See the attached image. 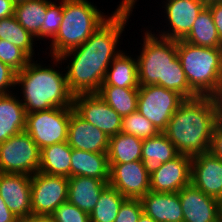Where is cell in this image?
Wrapping results in <instances>:
<instances>
[{"instance_id":"obj_2","label":"cell","mask_w":222,"mask_h":222,"mask_svg":"<svg viewBox=\"0 0 222 222\" xmlns=\"http://www.w3.org/2000/svg\"><path fill=\"white\" fill-rule=\"evenodd\" d=\"M220 120L219 98L197 96L180 104L163 133L180 154L193 157L208 152L213 129Z\"/></svg>"},{"instance_id":"obj_5","label":"cell","mask_w":222,"mask_h":222,"mask_svg":"<svg viewBox=\"0 0 222 222\" xmlns=\"http://www.w3.org/2000/svg\"><path fill=\"white\" fill-rule=\"evenodd\" d=\"M89 1L63 0V20L56 36L49 41V53L45 51L48 56L58 57L79 47L111 16Z\"/></svg>"},{"instance_id":"obj_18","label":"cell","mask_w":222,"mask_h":222,"mask_svg":"<svg viewBox=\"0 0 222 222\" xmlns=\"http://www.w3.org/2000/svg\"><path fill=\"white\" fill-rule=\"evenodd\" d=\"M67 143L74 149L95 153H107L109 137L83 119L73 108L68 126Z\"/></svg>"},{"instance_id":"obj_7","label":"cell","mask_w":222,"mask_h":222,"mask_svg":"<svg viewBox=\"0 0 222 222\" xmlns=\"http://www.w3.org/2000/svg\"><path fill=\"white\" fill-rule=\"evenodd\" d=\"M73 107H58L26 114L25 131L39 149L66 142Z\"/></svg>"},{"instance_id":"obj_19","label":"cell","mask_w":222,"mask_h":222,"mask_svg":"<svg viewBox=\"0 0 222 222\" xmlns=\"http://www.w3.org/2000/svg\"><path fill=\"white\" fill-rule=\"evenodd\" d=\"M140 200L143 212L156 222H183L178 192L162 193L150 190Z\"/></svg>"},{"instance_id":"obj_15","label":"cell","mask_w":222,"mask_h":222,"mask_svg":"<svg viewBox=\"0 0 222 222\" xmlns=\"http://www.w3.org/2000/svg\"><path fill=\"white\" fill-rule=\"evenodd\" d=\"M0 197L18 219L32 216L31 175L0 173Z\"/></svg>"},{"instance_id":"obj_48","label":"cell","mask_w":222,"mask_h":222,"mask_svg":"<svg viewBox=\"0 0 222 222\" xmlns=\"http://www.w3.org/2000/svg\"><path fill=\"white\" fill-rule=\"evenodd\" d=\"M17 222H26L24 219H19Z\"/></svg>"},{"instance_id":"obj_45","label":"cell","mask_w":222,"mask_h":222,"mask_svg":"<svg viewBox=\"0 0 222 222\" xmlns=\"http://www.w3.org/2000/svg\"><path fill=\"white\" fill-rule=\"evenodd\" d=\"M11 1L13 2L14 5H17L26 2L27 0H11Z\"/></svg>"},{"instance_id":"obj_23","label":"cell","mask_w":222,"mask_h":222,"mask_svg":"<svg viewBox=\"0 0 222 222\" xmlns=\"http://www.w3.org/2000/svg\"><path fill=\"white\" fill-rule=\"evenodd\" d=\"M179 154L163 132L143 140L141 160L149 174L157 171L162 163L174 159Z\"/></svg>"},{"instance_id":"obj_20","label":"cell","mask_w":222,"mask_h":222,"mask_svg":"<svg viewBox=\"0 0 222 222\" xmlns=\"http://www.w3.org/2000/svg\"><path fill=\"white\" fill-rule=\"evenodd\" d=\"M109 183L100 179L74 176L68 178L67 201L88 214L95 208L101 192Z\"/></svg>"},{"instance_id":"obj_40","label":"cell","mask_w":222,"mask_h":222,"mask_svg":"<svg viewBox=\"0 0 222 222\" xmlns=\"http://www.w3.org/2000/svg\"><path fill=\"white\" fill-rule=\"evenodd\" d=\"M19 219L9 210L0 197V222H17Z\"/></svg>"},{"instance_id":"obj_25","label":"cell","mask_w":222,"mask_h":222,"mask_svg":"<svg viewBox=\"0 0 222 222\" xmlns=\"http://www.w3.org/2000/svg\"><path fill=\"white\" fill-rule=\"evenodd\" d=\"M72 148L66 142L56 143L41 149L39 172L71 177Z\"/></svg>"},{"instance_id":"obj_32","label":"cell","mask_w":222,"mask_h":222,"mask_svg":"<svg viewBox=\"0 0 222 222\" xmlns=\"http://www.w3.org/2000/svg\"><path fill=\"white\" fill-rule=\"evenodd\" d=\"M121 133L144 140L157 135L159 131L145 116L135 111L122 118Z\"/></svg>"},{"instance_id":"obj_17","label":"cell","mask_w":222,"mask_h":222,"mask_svg":"<svg viewBox=\"0 0 222 222\" xmlns=\"http://www.w3.org/2000/svg\"><path fill=\"white\" fill-rule=\"evenodd\" d=\"M183 222H216L222 211L221 201L189 184L179 192Z\"/></svg>"},{"instance_id":"obj_22","label":"cell","mask_w":222,"mask_h":222,"mask_svg":"<svg viewBox=\"0 0 222 222\" xmlns=\"http://www.w3.org/2000/svg\"><path fill=\"white\" fill-rule=\"evenodd\" d=\"M83 176L109 183L110 167L107 153L87 152L72 148L71 177Z\"/></svg>"},{"instance_id":"obj_12","label":"cell","mask_w":222,"mask_h":222,"mask_svg":"<svg viewBox=\"0 0 222 222\" xmlns=\"http://www.w3.org/2000/svg\"><path fill=\"white\" fill-rule=\"evenodd\" d=\"M74 110L108 137L121 132L122 117L97 94L74 96Z\"/></svg>"},{"instance_id":"obj_38","label":"cell","mask_w":222,"mask_h":222,"mask_svg":"<svg viewBox=\"0 0 222 222\" xmlns=\"http://www.w3.org/2000/svg\"><path fill=\"white\" fill-rule=\"evenodd\" d=\"M208 151L222 160V120L213 129Z\"/></svg>"},{"instance_id":"obj_30","label":"cell","mask_w":222,"mask_h":222,"mask_svg":"<svg viewBox=\"0 0 222 222\" xmlns=\"http://www.w3.org/2000/svg\"><path fill=\"white\" fill-rule=\"evenodd\" d=\"M0 39L10 42L24 50L32 59H36L34 46L37 40L20 25L14 15L0 19Z\"/></svg>"},{"instance_id":"obj_39","label":"cell","mask_w":222,"mask_h":222,"mask_svg":"<svg viewBox=\"0 0 222 222\" xmlns=\"http://www.w3.org/2000/svg\"><path fill=\"white\" fill-rule=\"evenodd\" d=\"M206 7L212 14L213 22L216 26L218 36L222 43V1L209 4Z\"/></svg>"},{"instance_id":"obj_29","label":"cell","mask_w":222,"mask_h":222,"mask_svg":"<svg viewBox=\"0 0 222 222\" xmlns=\"http://www.w3.org/2000/svg\"><path fill=\"white\" fill-rule=\"evenodd\" d=\"M14 17L35 37L46 19V0H27L15 5Z\"/></svg>"},{"instance_id":"obj_41","label":"cell","mask_w":222,"mask_h":222,"mask_svg":"<svg viewBox=\"0 0 222 222\" xmlns=\"http://www.w3.org/2000/svg\"><path fill=\"white\" fill-rule=\"evenodd\" d=\"M15 5L11 0H0V19L14 15Z\"/></svg>"},{"instance_id":"obj_31","label":"cell","mask_w":222,"mask_h":222,"mask_svg":"<svg viewBox=\"0 0 222 222\" xmlns=\"http://www.w3.org/2000/svg\"><path fill=\"white\" fill-rule=\"evenodd\" d=\"M126 198L108 185L100 194L95 208L89 214L90 222H114Z\"/></svg>"},{"instance_id":"obj_21","label":"cell","mask_w":222,"mask_h":222,"mask_svg":"<svg viewBox=\"0 0 222 222\" xmlns=\"http://www.w3.org/2000/svg\"><path fill=\"white\" fill-rule=\"evenodd\" d=\"M15 93L0 95V143L25 130V108Z\"/></svg>"},{"instance_id":"obj_6","label":"cell","mask_w":222,"mask_h":222,"mask_svg":"<svg viewBox=\"0 0 222 222\" xmlns=\"http://www.w3.org/2000/svg\"><path fill=\"white\" fill-rule=\"evenodd\" d=\"M177 56L190 88L198 96H222V48L177 40Z\"/></svg>"},{"instance_id":"obj_43","label":"cell","mask_w":222,"mask_h":222,"mask_svg":"<svg viewBox=\"0 0 222 222\" xmlns=\"http://www.w3.org/2000/svg\"><path fill=\"white\" fill-rule=\"evenodd\" d=\"M138 222H156L150 216L146 215L144 212L141 214Z\"/></svg>"},{"instance_id":"obj_37","label":"cell","mask_w":222,"mask_h":222,"mask_svg":"<svg viewBox=\"0 0 222 222\" xmlns=\"http://www.w3.org/2000/svg\"><path fill=\"white\" fill-rule=\"evenodd\" d=\"M16 71L9 65L0 61V95L8 94L15 90ZM13 89V90H11Z\"/></svg>"},{"instance_id":"obj_14","label":"cell","mask_w":222,"mask_h":222,"mask_svg":"<svg viewBox=\"0 0 222 222\" xmlns=\"http://www.w3.org/2000/svg\"><path fill=\"white\" fill-rule=\"evenodd\" d=\"M192 157L179 154L174 159L162 163L150 174V190L162 193H176L191 184Z\"/></svg>"},{"instance_id":"obj_9","label":"cell","mask_w":222,"mask_h":222,"mask_svg":"<svg viewBox=\"0 0 222 222\" xmlns=\"http://www.w3.org/2000/svg\"><path fill=\"white\" fill-rule=\"evenodd\" d=\"M184 100L179 93L158 85L139 86L137 111L163 132Z\"/></svg>"},{"instance_id":"obj_4","label":"cell","mask_w":222,"mask_h":222,"mask_svg":"<svg viewBox=\"0 0 222 222\" xmlns=\"http://www.w3.org/2000/svg\"><path fill=\"white\" fill-rule=\"evenodd\" d=\"M145 29L142 48L139 55L135 54L139 85H158L179 93L185 99L197 97L177 56V40L159 37Z\"/></svg>"},{"instance_id":"obj_27","label":"cell","mask_w":222,"mask_h":222,"mask_svg":"<svg viewBox=\"0 0 222 222\" xmlns=\"http://www.w3.org/2000/svg\"><path fill=\"white\" fill-rule=\"evenodd\" d=\"M183 40L196 46L222 48L212 14L207 7L200 12Z\"/></svg>"},{"instance_id":"obj_46","label":"cell","mask_w":222,"mask_h":222,"mask_svg":"<svg viewBox=\"0 0 222 222\" xmlns=\"http://www.w3.org/2000/svg\"><path fill=\"white\" fill-rule=\"evenodd\" d=\"M216 222H222V211H221V213L219 214Z\"/></svg>"},{"instance_id":"obj_3","label":"cell","mask_w":222,"mask_h":222,"mask_svg":"<svg viewBox=\"0 0 222 222\" xmlns=\"http://www.w3.org/2000/svg\"><path fill=\"white\" fill-rule=\"evenodd\" d=\"M50 63L52 65L45 66L43 61H35L33 58L22 71L16 72L15 86L21 89H15L21 91L17 96L22 97L20 101L26 114L51 108L73 107L74 95L68 87L65 69L60 67L61 60L51 56ZM59 68H62L61 71Z\"/></svg>"},{"instance_id":"obj_16","label":"cell","mask_w":222,"mask_h":222,"mask_svg":"<svg viewBox=\"0 0 222 222\" xmlns=\"http://www.w3.org/2000/svg\"><path fill=\"white\" fill-rule=\"evenodd\" d=\"M191 184L222 202V160L209 151L193 156Z\"/></svg>"},{"instance_id":"obj_13","label":"cell","mask_w":222,"mask_h":222,"mask_svg":"<svg viewBox=\"0 0 222 222\" xmlns=\"http://www.w3.org/2000/svg\"><path fill=\"white\" fill-rule=\"evenodd\" d=\"M109 185L129 199H141L150 191V174L143 161L109 164Z\"/></svg>"},{"instance_id":"obj_35","label":"cell","mask_w":222,"mask_h":222,"mask_svg":"<svg viewBox=\"0 0 222 222\" xmlns=\"http://www.w3.org/2000/svg\"><path fill=\"white\" fill-rule=\"evenodd\" d=\"M54 222H90V216L68 201L62 203L50 215Z\"/></svg>"},{"instance_id":"obj_26","label":"cell","mask_w":222,"mask_h":222,"mask_svg":"<svg viewBox=\"0 0 222 222\" xmlns=\"http://www.w3.org/2000/svg\"><path fill=\"white\" fill-rule=\"evenodd\" d=\"M143 140L131 134L118 133L109 137V164H123L139 161L142 158Z\"/></svg>"},{"instance_id":"obj_8","label":"cell","mask_w":222,"mask_h":222,"mask_svg":"<svg viewBox=\"0 0 222 222\" xmlns=\"http://www.w3.org/2000/svg\"><path fill=\"white\" fill-rule=\"evenodd\" d=\"M41 150L24 130L0 143V173L34 175L39 171Z\"/></svg>"},{"instance_id":"obj_24","label":"cell","mask_w":222,"mask_h":222,"mask_svg":"<svg viewBox=\"0 0 222 222\" xmlns=\"http://www.w3.org/2000/svg\"><path fill=\"white\" fill-rule=\"evenodd\" d=\"M127 54L122 51L113 59L101 85L139 88L137 59Z\"/></svg>"},{"instance_id":"obj_1","label":"cell","mask_w":222,"mask_h":222,"mask_svg":"<svg viewBox=\"0 0 222 222\" xmlns=\"http://www.w3.org/2000/svg\"><path fill=\"white\" fill-rule=\"evenodd\" d=\"M137 1L121 0L111 16L85 43L58 56L63 65L69 61L64 69L68 87L74 96L97 94L99 91L108 67L123 51L118 47L121 43L119 39L129 24Z\"/></svg>"},{"instance_id":"obj_28","label":"cell","mask_w":222,"mask_h":222,"mask_svg":"<svg viewBox=\"0 0 222 222\" xmlns=\"http://www.w3.org/2000/svg\"><path fill=\"white\" fill-rule=\"evenodd\" d=\"M139 88L101 85L97 95L122 118L137 111Z\"/></svg>"},{"instance_id":"obj_11","label":"cell","mask_w":222,"mask_h":222,"mask_svg":"<svg viewBox=\"0 0 222 222\" xmlns=\"http://www.w3.org/2000/svg\"><path fill=\"white\" fill-rule=\"evenodd\" d=\"M166 1V2H165ZM163 13L166 18V29L156 30V34L159 37L171 40L183 39L191 30L193 23L200 14V12L206 7V5L199 0H164ZM167 27H169L167 29ZM166 31H165V30Z\"/></svg>"},{"instance_id":"obj_10","label":"cell","mask_w":222,"mask_h":222,"mask_svg":"<svg viewBox=\"0 0 222 222\" xmlns=\"http://www.w3.org/2000/svg\"><path fill=\"white\" fill-rule=\"evenodd\" d=\"M68 199V177L36 172L31 176L33 215L50 216Z\"/></svg>"},{"instance_id":"obj_42","label":"cell","mask_w":222,"mask_h":222,"mask_svg":"<svg viewBox=\"0 0 222 222\" xmlns=\"http://www.w3.org/2000/svg\"><path fill=\"white\" fill-rule=\"evenodd\" d=\"M24 220L26 222H54L51 216H43V215H32Z\"/></svg>"},{"instance_id":"obj_33","label":"cell","mask_w":222,"mask_h":222,"mask_svg":"<svg viewBox=\"0 0 222 222\" xmlns=\"http://www.w3.org/2000/svg\"><path fill=\"white\" fill-rule=\"evenodd\" d=\"M63 0L58 4L51 0H46V19L41 26L40 32L35 36L37 41L44 39H50V41L56 36L61 22L63 20Z\"/></svg>"},{"instance_id":"obj_36","label":"cell","mask_w":222,"mask_h":222,"mask_svg":"<svg viewBox=\"0 0 222 222\" xmlns=\"http://www.w3.org/2000/svg\"><path fill=\"white\" fill-rule=\"evenodd\" d=\"M143 207L140 199L126 198L121 204L114 222H138Z\"/></svg>"},{"instance_id":"obj_44","label":"cell","mask_w":222,"mask_h":222,"mask_svg":"<svg viewBox=\"0 0 222 222\" xmlns=\"http://www.w3.org/2000/svg\"><path fill=\"white\" fill-rule=\"evenodd\" d=\"M200 2L204 3L206 6L212 3H216L222 0H199Z\"/></svg>"},{"instance_id":"obj_34","label":"cell","mask_w":222,"mask_h":222,"mask_svg":"<svg viewBox=\"0 0 222 222\" xmlns=\"http://www.w3.org/2000/svg\"><path fill=\"white\" fill-rule=\"evenodd\" d=\"M32 58L19 47L0 39V61L16 72L22 71Z\"/></svg>"},{"instance_id":"obj_47","label":"cell","mask_w":222,"mask_h":222,"mask_svg":"<svg viewBox=\"0 0 222 222\" xmlns=\"http://www.w3.org/2000/svg\"><path fill=\"white\" fill-rule=\"evenodd\" d=\"M219 100H220V105H221V120H222V97H220Z\"/></svg>"}]
</instances>
